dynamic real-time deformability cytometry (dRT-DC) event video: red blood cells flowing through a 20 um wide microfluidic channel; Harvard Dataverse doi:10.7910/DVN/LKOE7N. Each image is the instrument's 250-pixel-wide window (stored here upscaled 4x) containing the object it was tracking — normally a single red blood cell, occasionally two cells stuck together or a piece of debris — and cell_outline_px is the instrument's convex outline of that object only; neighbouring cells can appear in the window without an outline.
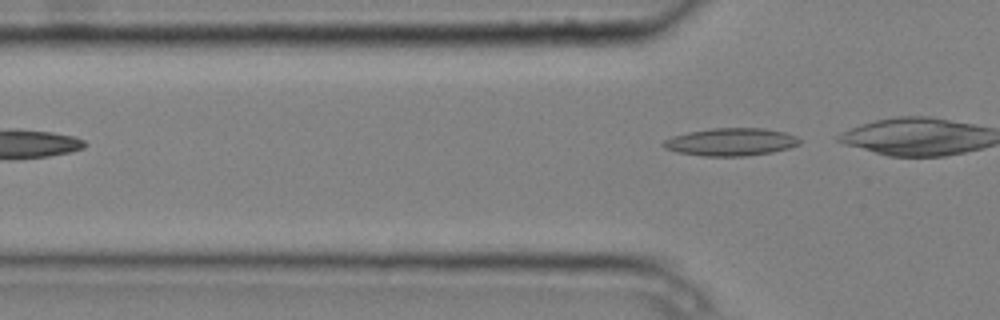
{"species": "common noctule bat (a hibernating species)", "species_latin": "Nyctalus noctula", "temperature_condition": "cold", "stored_images_in_passage": 6, "camera_frame_rate_fps": 3000, "um_per_image_px": 0.085, "animal": {"sex": "male", "body_mass_g": 20.4}, "frame": {"image": 1, "passage_image": 6, "time_ms": 1.667, "image_size_px": [1000, 320], "cell_outline_px": [[800, 144], [788, 148], [772, 152], [744, 156], [700, 156], [676, 152], [664, 148], [660, 144], [664, 140], [672, 136], [688, 132], [712, 128], [764, 128], [784, 132], [796, 136], [800, 140]], "centroid_in_image_um": [62.08, 12.07], "position_along_channel_um": 63.7, "area_um2": 22.08}}